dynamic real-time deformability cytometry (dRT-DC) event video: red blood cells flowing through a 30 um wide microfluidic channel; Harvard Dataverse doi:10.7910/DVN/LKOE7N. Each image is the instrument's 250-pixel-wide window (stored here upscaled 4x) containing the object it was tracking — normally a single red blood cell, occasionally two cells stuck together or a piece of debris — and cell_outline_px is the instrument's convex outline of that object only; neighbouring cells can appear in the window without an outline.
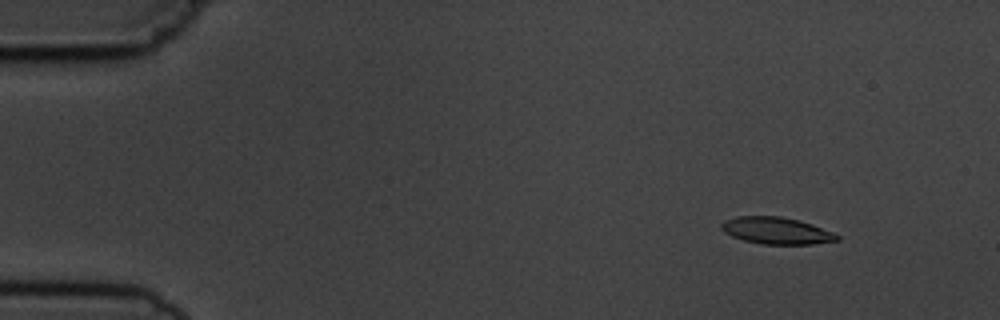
{"species": "common noctule bat (a hibernating species)", "species_latin": "Nyctalus noctula", "temperature_condition": "cold", "stored_images_in_passage": 6, "camera_frame_rate_fps": 3000, "um_per_image_px": 0.085, "animal": {"sex": "male", "body_mass_g": 19.5, "forearm_length_mm": 54.6}, "frame": {"image": 1, "passage_image": 2, "time_ms": 1.0, "image_size_px": [1000, 320], "cell_outline_px": [[840, 240], [812, 244], [764, 244], [744, 240], [732, 236], [724, 232], [720, 228], [720, 224], [724, 220], [736, 216], [780, 216], [800, 220], [812, 224], [832, 232], [840, 236]], "centroid_in_image_um": [65.98, 19.6], "position_along_channel_um": 19.0, "area_um2": 18.15}}
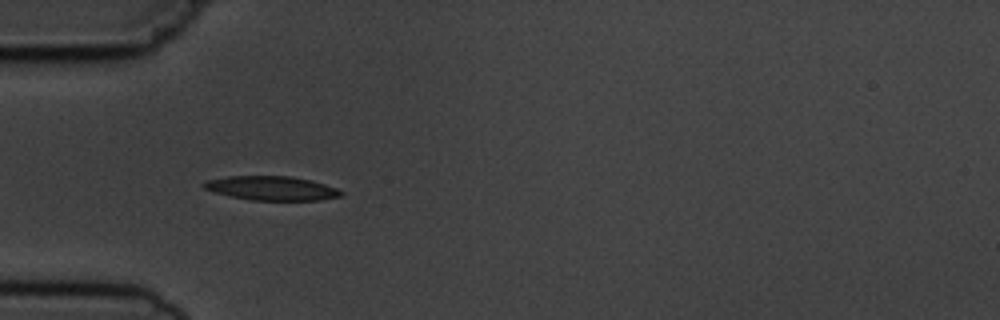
{"frame": {"image": 2, "passage_image": 5, "time_ms": 4.667, "image_size_px": [1000, 320], "cell_outline_px": [[344, 192], [340, 196], [320, 200], [252, 200], [232, 196], [216, 192], [204, 188], [200, 184], [208, 180], [228, 176], [292, 176], [312, 180], [336, 188]], "centroid_in_image_um": [23.11, 15.99], "position_along_channel_um": 61.9, "area_um2": 19.13}}
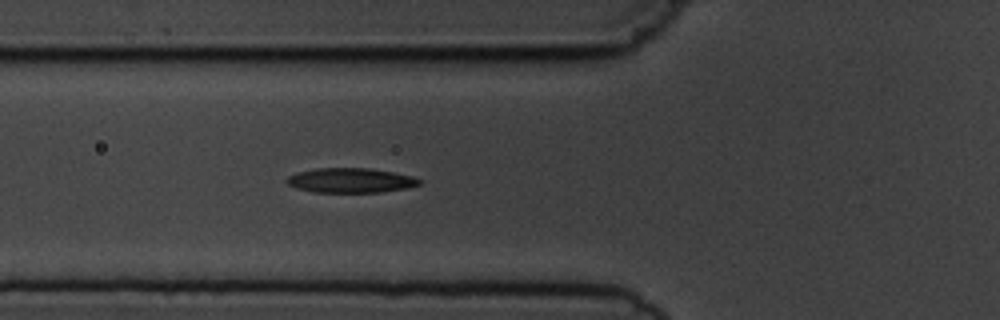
{"frame": {"image": 3, "passage_image": 6, "time_ms": 5.667, "image_size_px": [1000, 320], "cell_outline_px": [[420, 184], [404, 188], [380, 192], [312, 192], [296, 188], [288, 184], [284, 180], [288, 176], [296, 172], [316, 168], [368, 168], [392, 172], [412, 176], [420, 180]], "centroid_in_image_um": [29.72, 15.33], "position_along_channel_um": 96.1, "area_um2": 18.96}}